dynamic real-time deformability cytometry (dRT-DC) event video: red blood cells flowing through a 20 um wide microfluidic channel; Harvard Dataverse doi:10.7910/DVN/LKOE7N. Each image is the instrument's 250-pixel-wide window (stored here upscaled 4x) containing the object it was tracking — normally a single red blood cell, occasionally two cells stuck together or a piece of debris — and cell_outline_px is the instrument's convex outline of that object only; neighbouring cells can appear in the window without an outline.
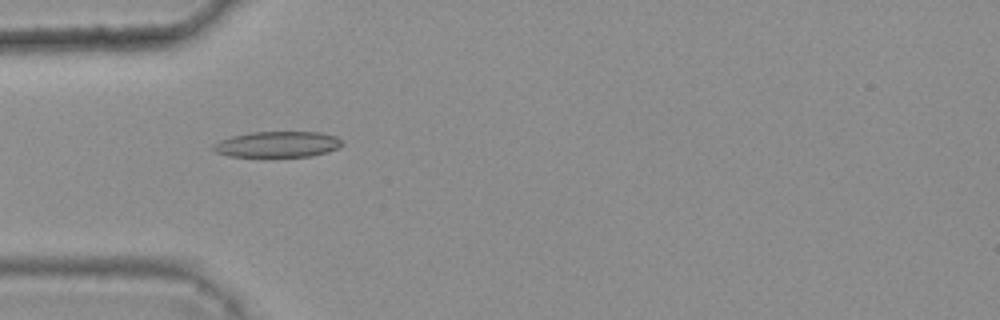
{"species": "common noctule bat (a hibernating species)", "species_latin": "Nyctalus noctula", "temperature_condition": "warm", "stored_images_in_passage": 7, "camera_frame_rate_fps": 3000, "um_per_image_px": 0.085, "animal": {"sex": "female", "body_mass_g": 25.1}, "frame": {"image": 1, "passage_image": 4, "time_ms": 1.0, "image_size_px": [1000, 320], "cell_outline_px": [[344, 144], [340, 148], [328, 152], [312, 156], [228, 156], [216, 152], [212, 148], [212, 144], [220, 140], [232, 136], [248, 132], [320, 132], [336, 136]], "centroid_in_image_um": [23.61, 12.26], "position_along_channel_um": 61.4, "area_um2": 19.48}}
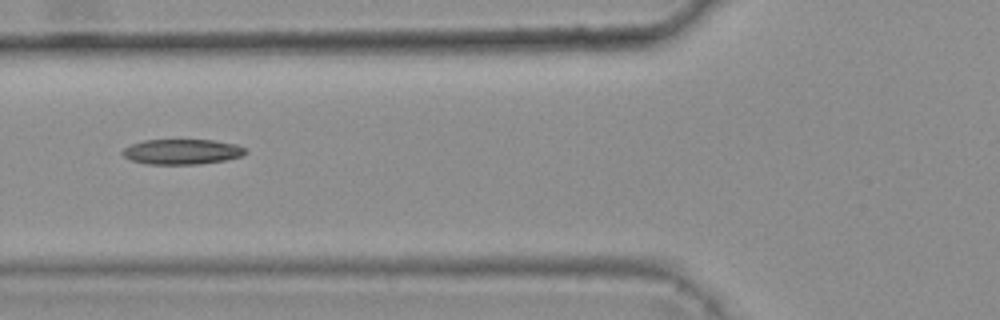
{"frame": {"image": 2, "passage_image": 5, "time_ms": 1.333, "image_size_px": [1000, 320], "cell_outline_px": [[248, 152], [244, 156], [224, 160], [200, 164], [148, 164], [132, 160], [124, 156], [120, 152], [124, 148], [132, 144], [144, 140], [212, 140], [236, 144], [244, 148]], "centroid_in_image_um": [15.49, 12.9], "position_along_channel_um": 110.3, "area_um2": 18.03}}
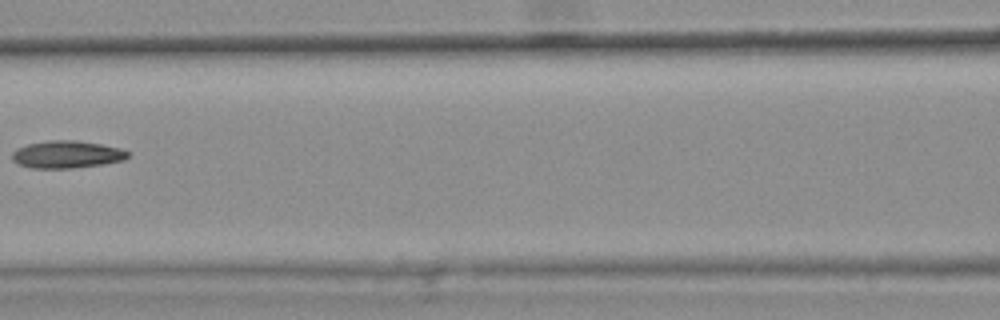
{"frame": {"image": 3, "passage_image": 6, "time_ms": 1.667, "image_size_px": [1000, 320], "cell_outline_px": [[128, 156], [124, 160], [100, 164], [72, 168], [32, 168], [20, 164], [12, 160], [12, 152], [16, 148], [28, 144], [48, 140], [76, 140], [100, 144], [120, 148], [128, 152]], "centroid_in_image_um": [5.65, 13.12], "position_along_channel_um": 161.0, "area_um2": 18.32}}